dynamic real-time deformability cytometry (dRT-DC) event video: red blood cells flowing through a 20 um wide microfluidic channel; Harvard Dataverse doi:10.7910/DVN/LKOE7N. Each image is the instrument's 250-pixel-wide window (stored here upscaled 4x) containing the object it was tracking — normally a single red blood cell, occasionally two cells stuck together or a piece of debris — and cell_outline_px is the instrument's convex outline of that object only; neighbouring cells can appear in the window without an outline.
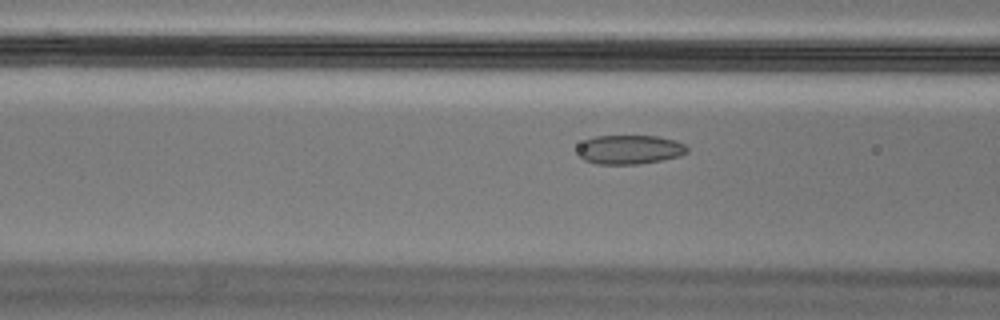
{"species": "Egyptian fruit bat (a non-hibernating species)", "species_latin": "Rousettus aegyptiacus", "temperature_condition": "cold", "stored_images_in_passage": 22, "camera_frame_rate_fps": 3000, "um_per_image_px": 0.085, "animal": {"sex": "male"}, "frame": {"image": 1, "passage_image": 19, "time_ms": 6.0, "image_size_px": [1000, 320], "cell_outline_px": [[688, 152], [680, 156], [660, 160], [636, 164], [596, 164], [584, 160], [576, 152], [576, 148], [584, 140], [596, 136], [656, 136], [676, 140], [684, 144], [688, 148]], "centroid_in_image_um": [53.49, 12.71], "position_along_channel_um": 113.1, "area_um2": 18.67}}